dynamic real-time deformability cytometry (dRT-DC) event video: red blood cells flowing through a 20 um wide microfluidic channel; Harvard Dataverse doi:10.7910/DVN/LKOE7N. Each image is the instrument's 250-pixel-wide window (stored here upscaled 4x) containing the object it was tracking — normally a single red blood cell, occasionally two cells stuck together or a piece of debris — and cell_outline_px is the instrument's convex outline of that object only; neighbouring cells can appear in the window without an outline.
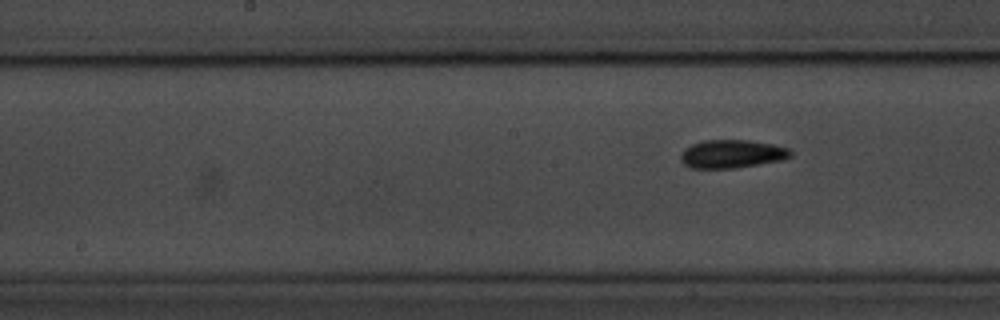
{"species": "common noctule bat (a hibernating species)", "species_latin": "Nyctalus noctula", "temperature_condition": "room temperature", "stored_images_in_passage": 10, "segment_of_instrument_passage": [2, 2], "camera_frame_rate_fps": 3000, "um_per_image_px": 0.085, "animal": {"sex": "male", "body_mass_g": 20.1, "forearm_length_mm": 53.5}, "frame": {"image": 1, "passage_image": 10, "time_ms": 11.333, "image_size_px": [1000, 320], "cell_outline_px": [[792, 156], [784, 160], [732, 168], [692, 168], [684, 164], [680, 160], [680, 152], [684, 148], [692, 144], [704, 140], [748, 140], [772, 144], [788, 148], [792, 152]], "centroid_in_image_um": [62.19, 13.08], "position_along_channel_um": 186.0, "area_um2": 18.15}}